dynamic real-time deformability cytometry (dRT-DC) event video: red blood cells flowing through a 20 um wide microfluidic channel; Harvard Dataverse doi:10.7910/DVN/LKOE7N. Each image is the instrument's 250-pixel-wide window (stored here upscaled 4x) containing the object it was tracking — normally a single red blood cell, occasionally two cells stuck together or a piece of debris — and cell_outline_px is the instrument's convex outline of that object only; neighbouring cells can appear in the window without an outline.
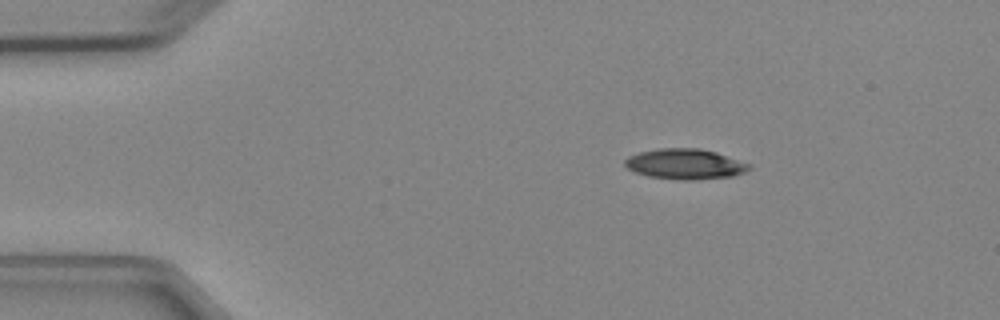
{"species": "Egyptian fruit bat (a non-hibernating species)", "species_latin": "Rousettus aegyptiacus", "temperature_condition": "cold", "stored_images_in_passage": 4, "camera_frame_rate_fps": 3000, "um_per_image_px": 0.085, "animal": {"sex": "female"}, "frame": {"image": 1, "passage_image": 1, "time_ms": 0.0, "image_size_px": [1000, 320], "cell_outline_px": [[752, 168], [744, 172], [732, 176], [696, 180], [680, 180], [648, 176], [636, 172], [628, 168], [624, 164], [624, 160], [628, 156], [640, 152], [660, 148], [700, 148], [716, 152], [752, 164]], "centroid_in_image_um": [58.26, 13.94], "position_along_channel_um": 26.7, "area_um2": 22.08}}
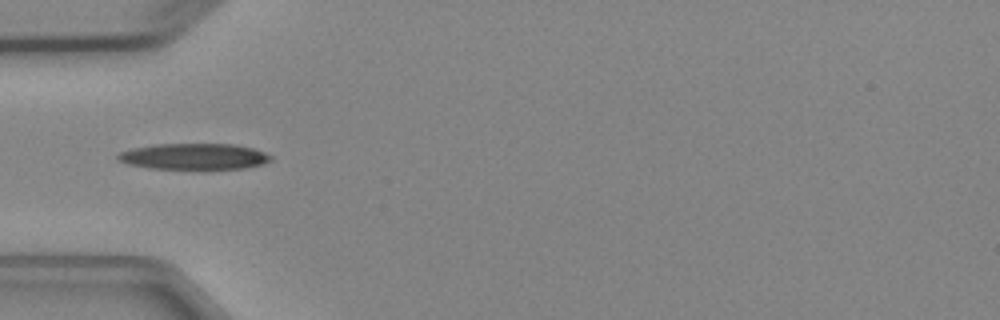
{"frame": {"image": 2, "passage_image": 3, "time_ms": 2.667, "image_size_px": [1000, 320], "cell_outline_px": [[272, 160], [264, 164], [244, 168], [204, 172], [148, 168], [128, 164], [120, 160], [116, 156], [120, 152], [132, 148], [156, 144], [232, 144], [252, 148], [264, 152], [272, 156]], "centroid_in_image_um": [16.53, 13.35], "position_along_channel_um": 68.5, "area_um2": 24.33}}